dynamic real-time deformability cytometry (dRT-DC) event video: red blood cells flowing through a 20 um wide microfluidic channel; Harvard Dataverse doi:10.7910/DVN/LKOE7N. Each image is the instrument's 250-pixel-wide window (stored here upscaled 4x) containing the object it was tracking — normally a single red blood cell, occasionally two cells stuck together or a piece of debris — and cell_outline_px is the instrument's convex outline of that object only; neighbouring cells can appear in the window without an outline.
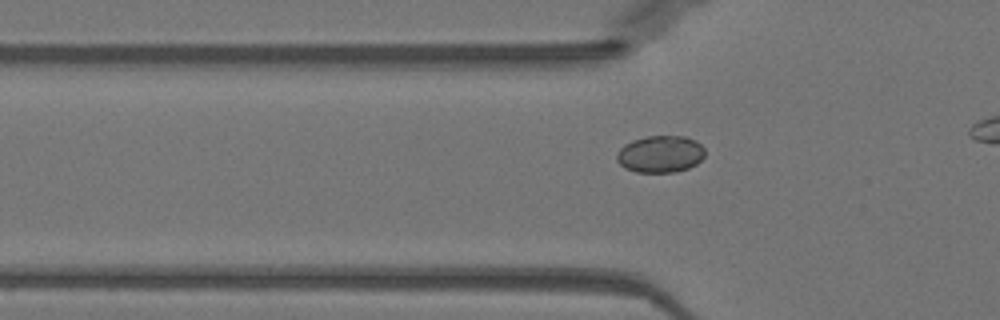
{"species": "Egyptian fruit bat (a non-hibernating species)", "species_latin": "Rousettus aegyptiacus", "temperature_condition": "warm", "stored_images_in_passage": 34, "camera_frame_rate_fps": 3000, "um_per_image_px": 0.085, "animal": {"sex": "female"}, "frame": {"image": 1, "passage_image": 9, "time_ms": 2.667, "image_size_px": [1000, 320], "cell_outline_px": [[704, 156], [696, 164], [688, 168], [676, 172], [636, 172], [624, 168], [616, 160], [616, 156], [620, 148], [624, 144], [632, 140], [648, 136], [684, 136], [696, 140], [704, 148]], "centroid_in_image_um": [56.12, 13.09], "position_along_channel_um": 69.7, "area_um2": 19.07}}
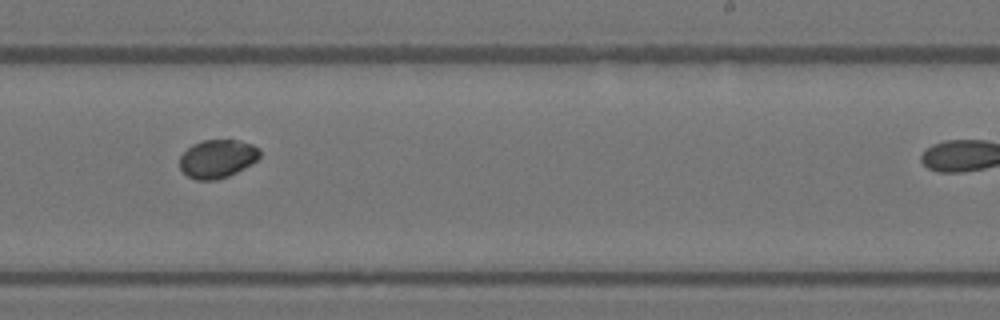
{"frame": {"image": 2, "passage_image": 24, "time_ms": 7.667, "image_size_px": [1000, 320], "cell_outline_px": [[260, 156], [256, 160], [236, 172], [228, 176], [216, 180], [196, 180], [188, 176], [180, 168], [180, 156], [192, 144], [204, 140], [236, 140], [252, 144], [260, 148]], "centroid_in_image_um": [18.47, 13.49], "position_along_channel_um": 270.5, "area_um2": 17.74}}
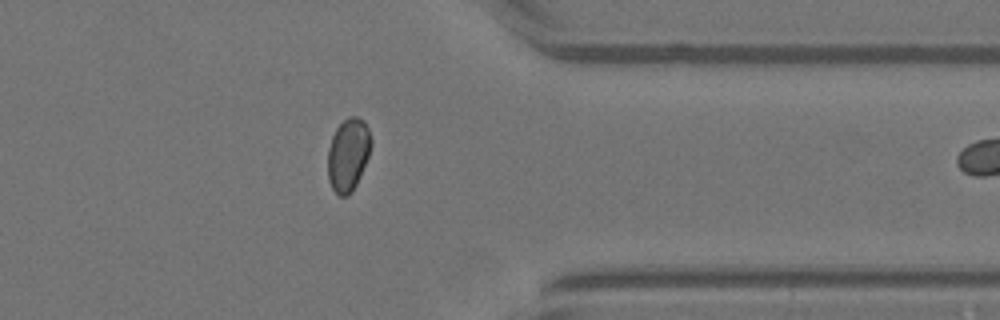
{"frame": {"image": 3, "passage_image": 33, "time_ms": 10.667, "image_size_px": [1000, 320], "cell_outline_px": [[372, 144], [368, 156], [360, 176], [352, 192], [348, 196], [340, 196], [332, 188], [328, 180], [328, 148], [332, 136], [336, 128], [348, 116], [356, 116], [364, 120], [368, 128], [372, 140]], "centroid_in_image_um": [29.59, 13.13], "position_along_channel_um": 381.8, "area_um2": 18.44}}